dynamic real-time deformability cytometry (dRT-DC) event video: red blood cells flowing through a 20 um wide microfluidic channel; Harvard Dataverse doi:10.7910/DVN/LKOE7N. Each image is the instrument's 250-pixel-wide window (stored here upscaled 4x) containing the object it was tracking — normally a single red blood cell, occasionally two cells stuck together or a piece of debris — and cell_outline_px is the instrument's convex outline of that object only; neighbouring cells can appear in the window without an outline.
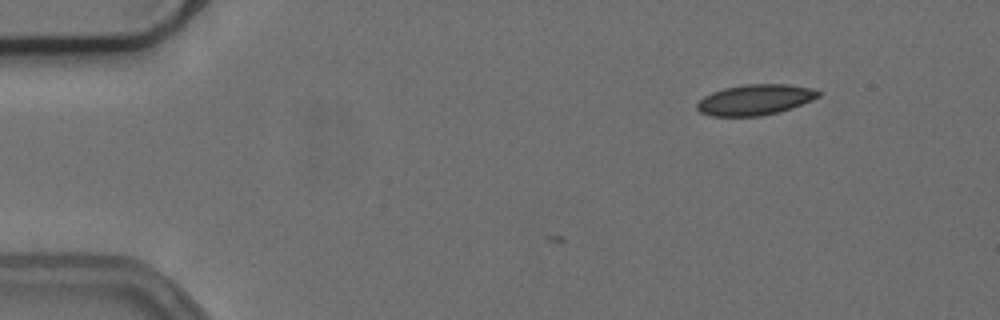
{"species": "common noctule bat (a hibernating species)", "species_latin": "Nyctalus noctula", "temperature_condition": "cold", "stored_images_in_passage": 10, "camera_frame_rate_fps": 3000, "um_per_image_px": 0.085, "animal": {"sex": "female", "body_mass_g": 24.6, "forearm_length_mm": 56.2}, "frame": {"image": 1, "passage_image": 10, "time_ms": 3.0, "image_size_px": [1000, 320], "cell_outline_px": [[820, 96], [812, 100], [792, 108], [760, 116], [712, 116], [700, 112], [696, 108], [696, 104], [704, 96], [712, 92], [724, 88], [744, 84], [788, 84], [812, 88], [820, 92]], "centroid_in_image_um": [64.18, 8.47], "position_along_channel_um": 20.8, "area_um2": 21.62}}